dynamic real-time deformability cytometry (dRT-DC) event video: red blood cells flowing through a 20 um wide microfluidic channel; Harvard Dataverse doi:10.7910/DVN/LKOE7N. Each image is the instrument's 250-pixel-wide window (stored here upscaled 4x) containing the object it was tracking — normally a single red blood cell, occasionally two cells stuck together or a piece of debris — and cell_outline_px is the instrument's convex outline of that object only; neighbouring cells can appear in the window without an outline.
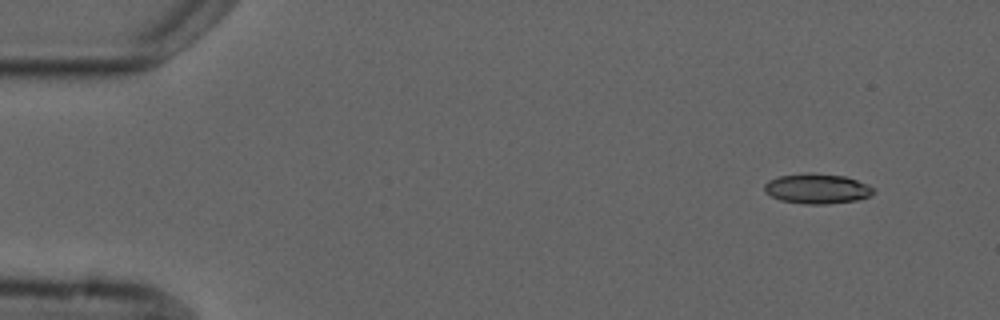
{"species": "common noctule bat (a hibernating species)", "species_latin": "Nyctalus noctula", "temperature_condition": "cold", "stored_images_in_passage": 2, "camera_frame_rate_fps": 3000, "um_per_image_px": 0.085, "animal": {"sex": "male", "forearm_length_mm": 52.5}, "frame": {"image": 1, "passage_image": 1, "time_ms": 0.0, "image_size_px": [1000, 320], "cell_outline_px": [[876, 192], [872, 196], [856, 200], [828, 204], [804, 204], [780, 200], [764, 192], [764, 184], [768, 180], [780, 176], [804, 172], [812, 172], [844, 176], [868, 184], [876, 188]], "centroid_in_image_um": [69.48, 16.03], "position_along_channel_um": 15.5, "area_um2": 19.42}}
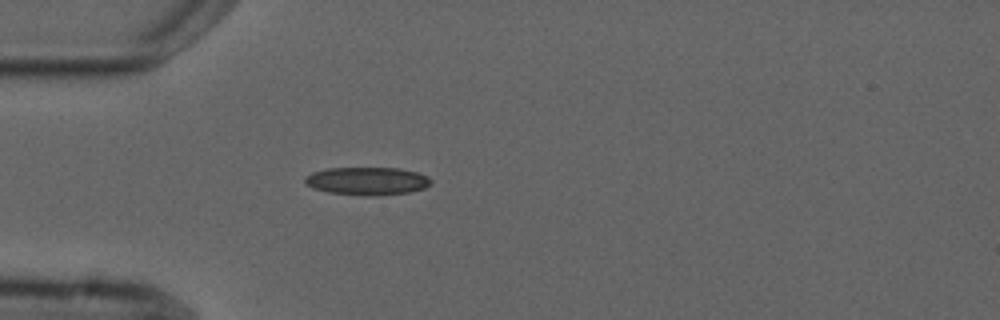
{"frame": {"image": 2, "passage_image": 2, "time_ms": 3.667, "image_size_px": [1000, 320], "cell_outline_px": [[432, 184], [424, 188], [408, 192], [376, 196], [368, 196], [328, 192], [312, 188], [304, 184], [304, 176], [312, 172], [328, 168], [400, 168], [416, 172], [428, 176], [432, 180]], "centroid_in_image_um": [31.19, 15.38], "position_along_channel_um": 53.8, "area_um2": 20.69}}